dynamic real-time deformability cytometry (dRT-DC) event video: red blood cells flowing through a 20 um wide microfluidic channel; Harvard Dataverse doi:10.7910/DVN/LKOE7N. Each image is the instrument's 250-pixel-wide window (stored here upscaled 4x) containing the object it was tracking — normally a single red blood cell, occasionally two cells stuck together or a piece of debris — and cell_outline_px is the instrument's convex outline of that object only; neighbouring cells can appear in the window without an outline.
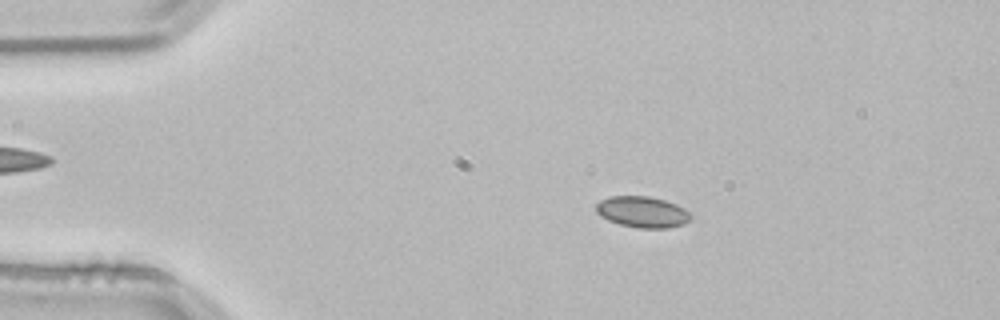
{"species": "common noctule bat (a hibernating species)", "species_latin": "Nyctalus noctula", "temperature_condition": "room temperature", "stored_images_in_passage": 53, "camera_frame_rate_fps": 3000, "um_per_image_px": 0.085, "animal": {"sex": "male", "body_mass_g": 21.5, "forearm_length_mm": 52.0}, "frame": {"image": 1, "passage_image": 10, "time_ms": 3.0, "image_size_px": [1000, 320], "cell_outline_px": [[692, 216], [684, 224], [668, 228], [636, 228], [620, 224], [608, 220], [600, 216], [596, 212], [596, 204], [600, 200], [612, 196], [648, 196], [664, 200], [676, 204], [684, 208]], "centroid_in_image_um": [54.59, 18.02], "position_along_channel_um": 30.4, "area_um2": 17.17}}
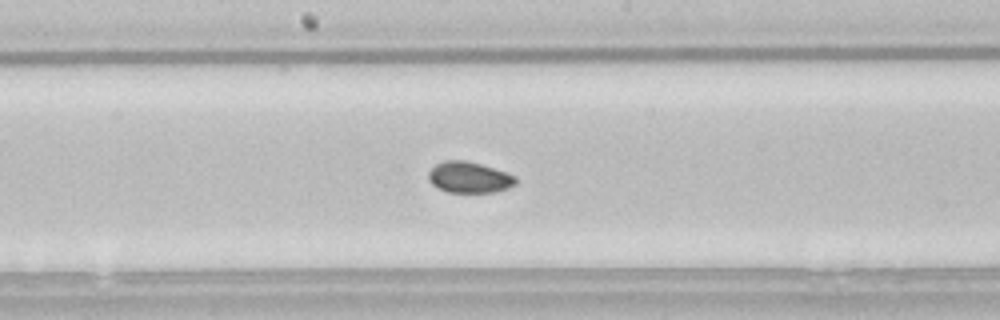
{"frame": {"image": 2, "passage_image": 28, "time_ms": 9.0, "image_size_px": [1000, 320], "cell_outline_px": [[516, 184], [508, 188], [496, 192], [448, 192], [436, 188], [428, 180], [428, 172], [436, 164], [444, 160], [464, 160], [480, 164], [516, 176]], "centroid_in_image_um": [39.85, 15.08], "position_along_channel_um": 208.4, "area_um2": 15.78}}
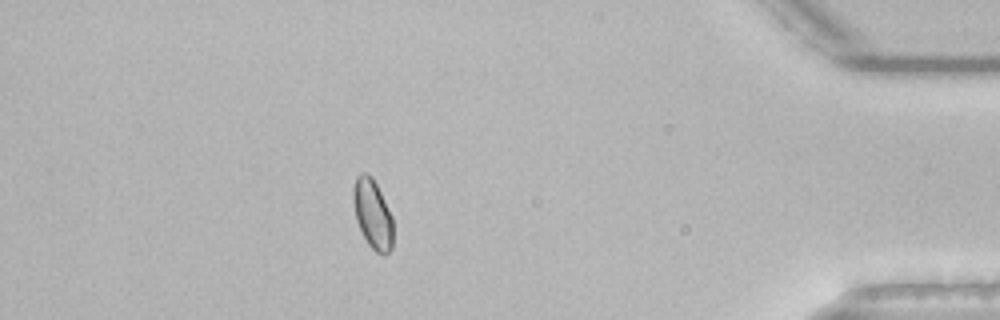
{"frame": {"image": 3, "passage_image": 47, "time_ms": 15.333, "image_size_px": [1000, 320], "cell_outline_px": [[392, 248], [384, 256], [376, 252], [368, 244], [356, 220], [352, 200], [352, 188], [356, 176], [360, 172], [368, 172], [372, 176], [392, 216]], "centroid_in_image_um": [31.64, 18.15], "position_along_channel_um": 403.6, "area_um2": 16.18}, "authors_computed_cell_mechanics": {"area_um2": 16.1262, "velocity_mm_per_s": 3.8243, "shape_relaxation_time_tau1_ms": null, "shape_relaxation_time_tau2_ms": 0.9561, "deformation_change_tau1": null, "deformation_change_tau2": 0.0369}}